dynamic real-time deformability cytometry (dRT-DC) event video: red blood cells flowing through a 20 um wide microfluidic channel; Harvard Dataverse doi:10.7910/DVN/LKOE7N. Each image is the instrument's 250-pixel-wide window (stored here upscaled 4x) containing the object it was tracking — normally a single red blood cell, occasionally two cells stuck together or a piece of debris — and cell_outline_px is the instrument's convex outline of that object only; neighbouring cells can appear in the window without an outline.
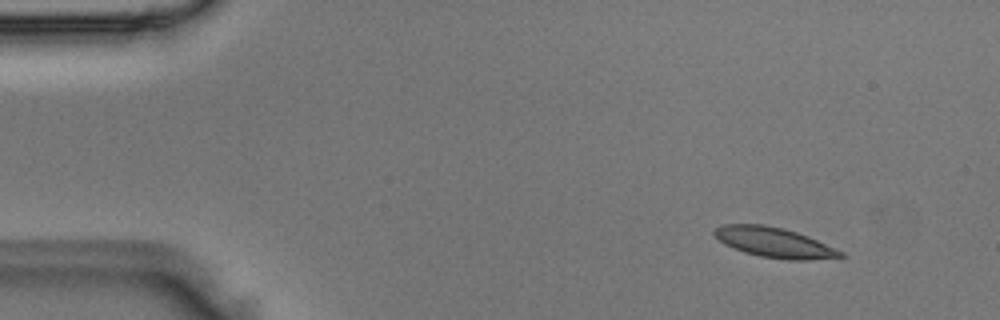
{"species": "Egyptian fruit bat (a non-hibernating species)", "species_latin": "Rousettus aegyptiacus", "temperature_condition": "room temperature", "stored_images_in_passage": 6, "camera_frame_rate_fps": 3000, "um_per_image_px": 0.085, "animal": {"sex": "male"}, "frame": {"image": 1, "passage_image": 1, "time_ms": 0.0, "image_size_px": [1000, 320], "cell_outline_px": [[848, 256], [808, 260], [788, 260], [760, 256], [744, 252], [732, 248], [724, 244], [712, 232], [716, 228], [724, 224], [764, 224], [784, 228], [808, 236], [844, 252]], "centroid_in_image_um": [65.82, 20.61], "position_along_channel_um": 19.2, "area_um2": 22.08}}
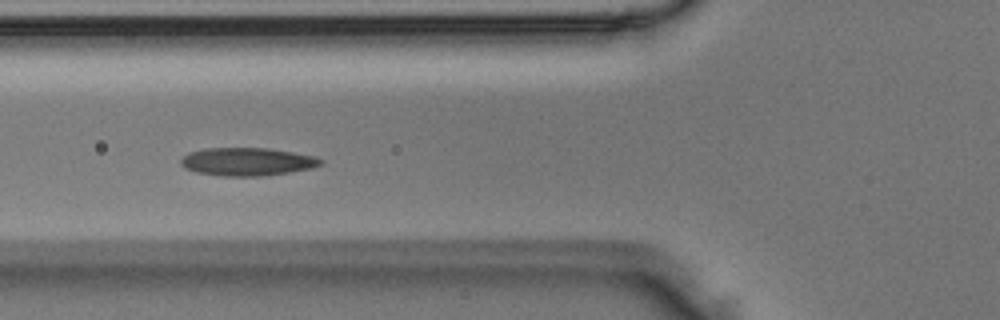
{"frame": {"image": 2, "passage_image": 5, "time_ms": 1.333, "image_size_px": [1000, 320], "cell_outline_px": [[324, 164], [312, 168], [264, 176], [220, 176], [196, 172], [184, 168], [180, 164], [180, 160], [188, 152], [204, 148], [268, 148], [316, 156], [324, 160]], "centroid_in_image_um": [21.02, 13.74], "position_along_channel_um": 104.8, "area_um2": 23.06}}